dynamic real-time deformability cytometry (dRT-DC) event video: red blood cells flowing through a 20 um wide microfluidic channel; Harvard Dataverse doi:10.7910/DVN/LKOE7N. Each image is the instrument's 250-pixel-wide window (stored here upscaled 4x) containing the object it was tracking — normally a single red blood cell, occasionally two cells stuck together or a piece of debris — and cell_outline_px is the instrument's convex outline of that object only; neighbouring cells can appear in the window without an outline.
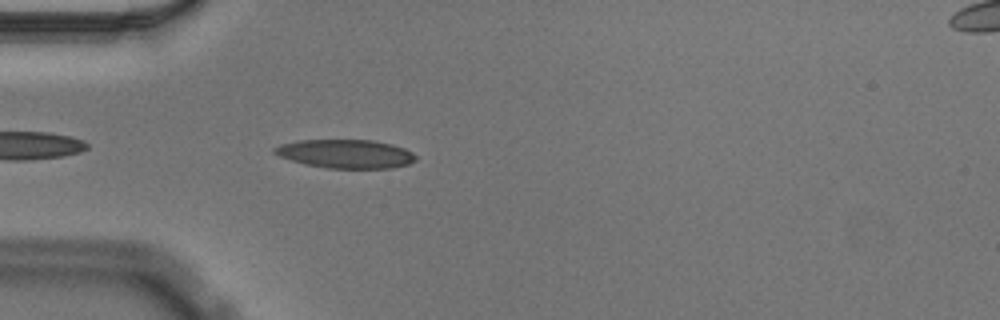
{"species": "Egyptian fruit bat (a non-hibernating species)", "species_latin": "Rousettus aegyptiacus", "temperature_condition": "cold", "stored_images_in_passage": 44, "camera_frame_rate_fps": 3000, "um_per_image_px": 0.085, "animal": {"sex": "male"}, "frame": {"image": 1, "passage_image": 4, "time_ms": 1.0, "image_size_px": [1000, 320], "cell_outline_px": [[416, 160], [408, 164], [392, 168], [328, 168], [304, 164], [280, 156], [272, 152], [272, 148], [280, 144], [300, 140], [372, 140], [392, 144], [404, 148], [412, 152], [416, 156]], "centroid_in_image_um": [29.38, 13.07], "position_along_channel_um": 55.6, "area_um2": 23.58}}
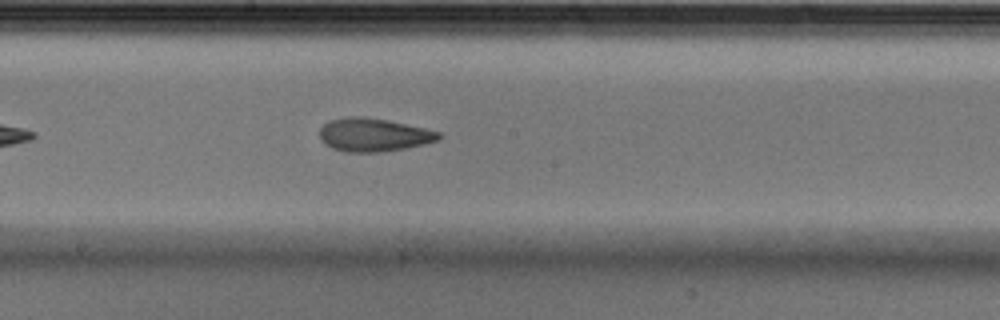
{"frame": {"image": 2, "passage_image": 18, "time_ms": 5.667, "image_size_px": [1000, 320], "cell_outline_px": [[444, 136], [440, 140], [408, 148], [384, 152], [344, 152], [332, 148], [320, 140], [320, 128], [328, 120], [352, 116], [364, 116], [388, 120], [424, 128], [440, 132]], "centroid_in_image_um": [31.78, 11.47], "position_along_channel_um": 216.4, "area_um2": 23.41}}
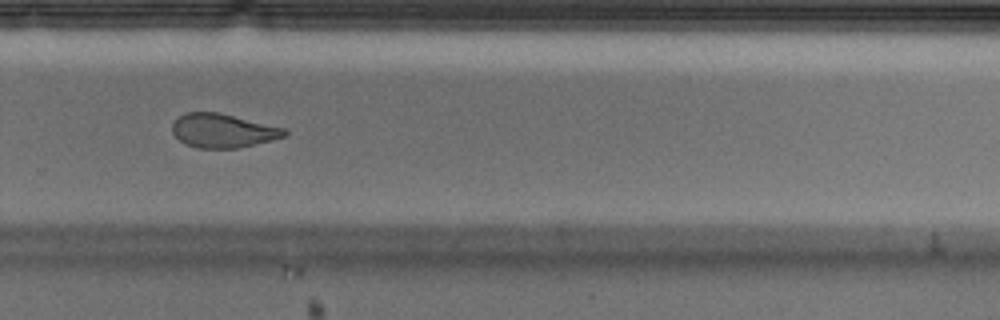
{"frame": {"image": 3, "passage_image": 26, "time_ms": 8.333, "image_size_px": [1000, 320], "cell_outline_px": [[288, 136], [240, 148], [196, 148], [180, 140], [172, 132], [172, 124], [184, 112], [220, 112], [288, 128]], "centroid_in_image_um": [19.02, 11.1], "position_along_channel_um": 310.8, "area_um2": 22.48}, "authors_computed_cell_mechanics": {"area_um2": 23.3801, "velocity_mm_per_s": 3.5641, "shape_relaxation_time_tau1_ms": 4.7418, "shape_relaxation_time_tau2_ms": 2.5958, "deformation_change_tau1": 0.1475, "deformation_change_tau2": 0.0826}}